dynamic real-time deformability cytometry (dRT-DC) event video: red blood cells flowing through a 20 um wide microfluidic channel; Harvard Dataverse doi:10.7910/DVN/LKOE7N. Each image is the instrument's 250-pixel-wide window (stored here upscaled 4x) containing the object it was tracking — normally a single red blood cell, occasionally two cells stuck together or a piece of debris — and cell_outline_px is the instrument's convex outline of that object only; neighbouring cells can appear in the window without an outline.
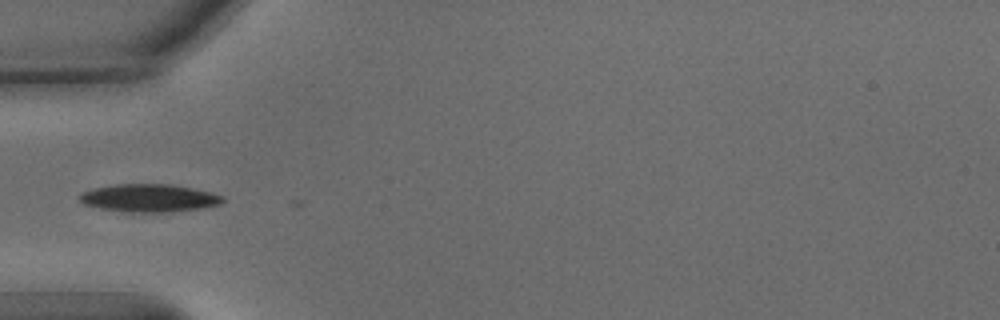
{"species": "common noctule bat (a hibernating species)", "species_latin": "Nyctalus noctula", "temperature_condition": "warm", "stored_images_in_passage": 11, "camera_frame_rate_fps": 3000, "um_per_image_px": 0.085, "animal": {"sex": "male", "body_mass_g": 15.6}, "frame": {"image": 1, "passage_image": 1, "time_ms": 0.0, "image_size_px": [1000, 320], "cell_outline_px": [[224, 200], [220, 204], [204, 208], [168, 212], [128, 212], [100, 208], [84, 204], [80, 200], [80, 192], [96, 188], [116, 184], [172, 184], [192, 188], [224, 196]], "centroid_in_image_um": [12.69, 16.83], "position_along_channel_um": 72.3, "area_um2": 23.12}}
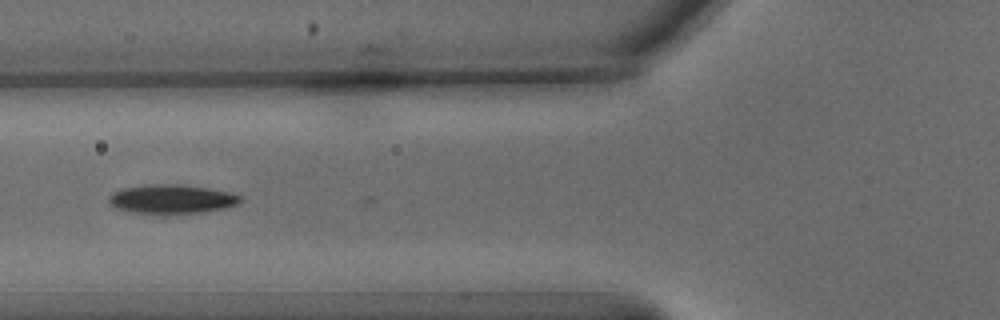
{"frame": {"image": 2, "passage_image": 4, "time_ms": 1.0, "image_size_px": [1000, 320], "cell_outline_px": [[244, 200], [240, 204], [224, 208], [204, 212], [164, 216], [160, 216], [128, 212], [116, 208], [108, 200], [112, 192], [124, 188], [152, 184], [180, 184], [208, 188], [228, 192], [244, 196]], "centroid_in_image_um": [14.63, 16.96], "position_along_channel_um": 111.2, "area_um2": 23.06}}